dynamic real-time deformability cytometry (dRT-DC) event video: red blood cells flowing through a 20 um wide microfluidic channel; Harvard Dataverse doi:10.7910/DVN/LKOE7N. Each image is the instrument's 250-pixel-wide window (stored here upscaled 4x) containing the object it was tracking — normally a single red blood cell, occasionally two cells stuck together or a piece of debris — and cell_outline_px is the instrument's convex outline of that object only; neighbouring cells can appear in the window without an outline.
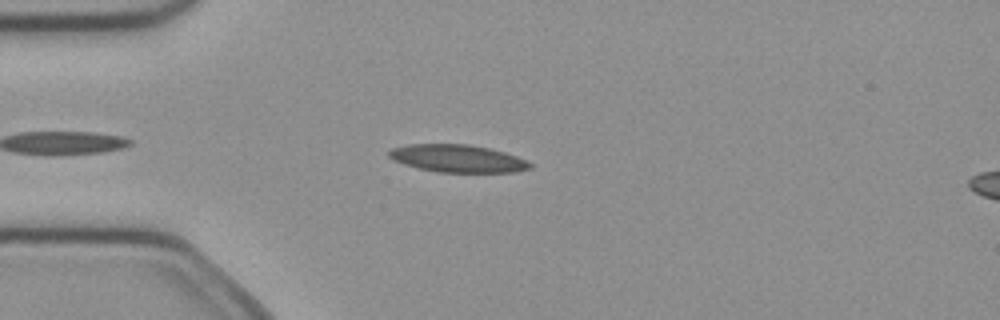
{"species": "common noctule bat (a hibernating species)", "species_latin": "Nyctalus noctula", "temperature_condition": "cold", "stored_images_in_passage": 40, "camera_frame_rate_fps": 3000, "um_per_image_px": 0.085, "animal": {"sex": "female", "body_mass_g": 21.9}, "frame": {"image": 1, "passage_image": 5, "time_ms": 1.333, "image_size_px": [1000, 320], "cell_outline_px": [[532, 168], [512, 172], [436, 172], [404, 164], [388, 156], [388, 152], [392, 148], [408, 144], [468, 144], [488, 148], [504, 152], [516, 156], [532, 164]], "centroid_in_image_um": [38.89, 13.47], "position_along_channel_um": 46.1, "area_um2": 22.43}}
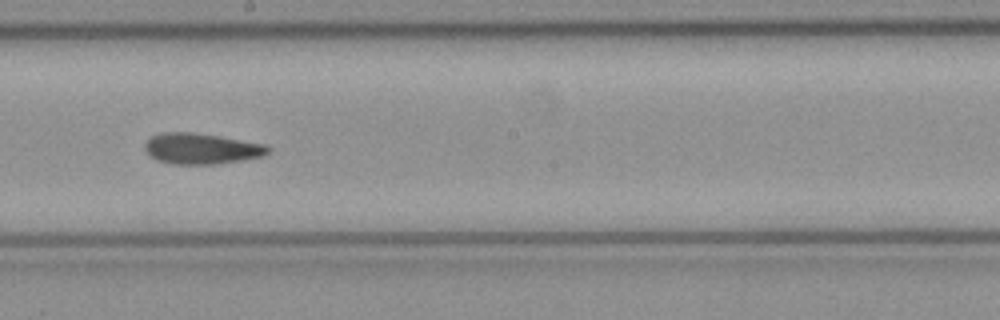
{"frame": {"image": 2, "passage_image": 20, "time_ms": 6.333, "image_size_px": [1000, 320], "cell_outline_px": [[268, 152], [260, 156], [240, 160], [216, 164], [172, 164], [156, 160], [144, 148], [144, 144], [152, 136], [164, 132], [192, 132], [220, 136], [268, 144]], "centroid_in_image_um": [17.11, 12.62], "position_along_channel_um": 231.1, "area_um2": 21.96}}
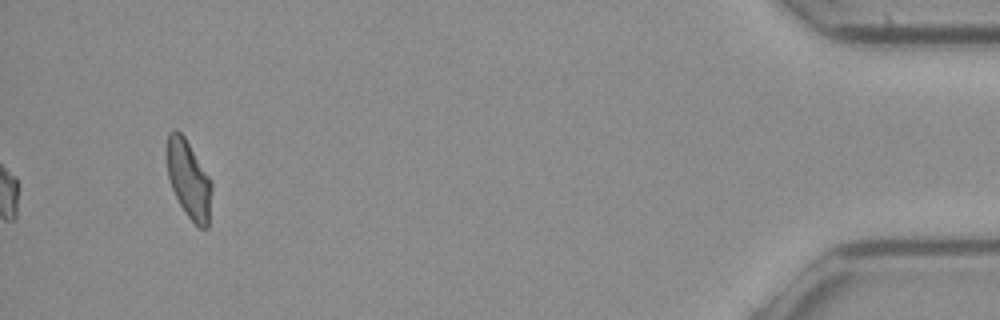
{"frame": {"image": 3, "passage_image": 40, "time_ms": 13.0, "image_size_px": [1000, 320], "cell_outline_px": [[212, 188], [208, 228], [200, 228], [184, 212], [172, 188], [168, 176], [168, 132], [176, 128], [184, 136], [212, 180]], "centroid_in_image_um": [16.07, 15.25], "position_along_channel_um": 419.1, "area_um2": 20.11}, "authors_computed_cell_mechanics": {"area_um2": 21.8195, "velocity_mm_per_s": 4.0143, "shape_relaxation_time_tau1_ms": null, "shape_relaxation_time_tau2_ms": 5.9512, "deformation_change_tau1": null, "deformation_change_tau2": 0.1289}}